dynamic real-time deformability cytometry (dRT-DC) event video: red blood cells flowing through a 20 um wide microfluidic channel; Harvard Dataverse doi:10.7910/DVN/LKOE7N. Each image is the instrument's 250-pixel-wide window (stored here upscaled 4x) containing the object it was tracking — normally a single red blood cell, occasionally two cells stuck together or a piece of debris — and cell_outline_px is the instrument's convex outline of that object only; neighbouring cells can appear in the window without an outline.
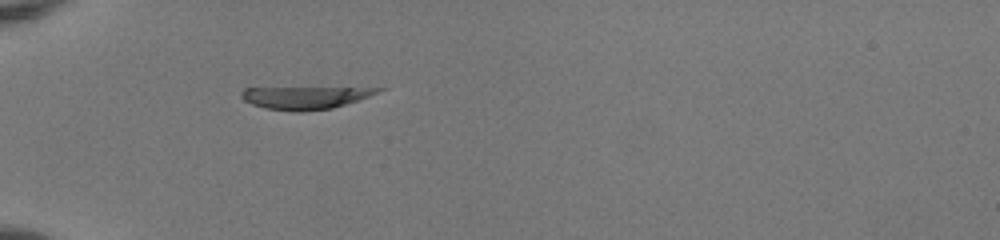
{"species": "human", "species_latin": "Homo sapiens", "temperature_condition": "room temperature", "stored_images_in_passage": 14, "segment_of_instrument_passage": [2, 2], "camera_frame_rate_fps": 3000, "um_per_image_px": 0.085, "donor": {"sex": "female"}, "frame": {"image": 1, "passage_image": 14, "time_ms": 4.333, "image_size_px": [1000, 240], "cell_outline_px": [[388, 88], [368, 96], [332, 108], [300, 112], [296, 112], [264, 108], [252, 104], [244, 100], [240, 96], [240, 92], [244, 88]], "centroid_in_image_um": [25.85, 8.3], "position_along_channel_um": 59.1, "area_um2": 17.69}}